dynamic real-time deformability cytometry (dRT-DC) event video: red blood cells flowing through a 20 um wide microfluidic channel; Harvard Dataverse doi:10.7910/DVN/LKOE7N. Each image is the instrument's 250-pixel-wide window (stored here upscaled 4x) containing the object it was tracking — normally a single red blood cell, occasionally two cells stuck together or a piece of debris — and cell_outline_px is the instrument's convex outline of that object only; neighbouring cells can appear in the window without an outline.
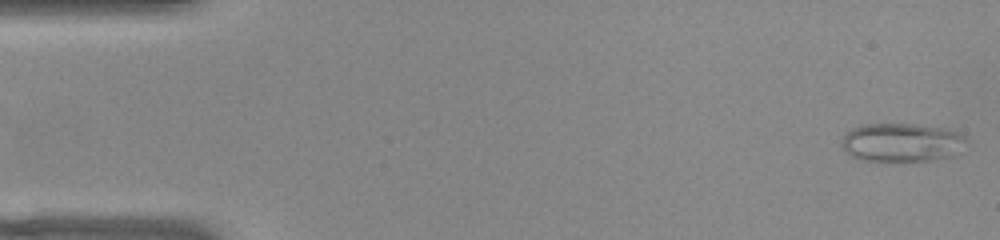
{"species": "common noctule bat (a hibernating species)", "species_latin": "Nyctalus noctula", "temperature_condition": "warm", "stored_images_in_passage": 50, "camera_frame_rate_fps": 3000, "um_per_image_px": 0.085, "animal": {"sex": "female", "body_mass_g": 22.0, "forearm_length_mm": 56.7}, "frame": {"image": 1, "passage_image": 1, "time_ms": 0.0, "image_size_px": [1000, 240], "cell_outline_px": [[964, 140], [956, 156], [936, 160], [880, 164], [860, 160], [844, 152], [840, 144], [840, 140], [852, 128], [860, 124], [920, 124], [940, 128], [956, 132], [964, 136]], "centroid_in_image_um": [76.55, 12.17], "position_along_channel_um": 8.4, "area_um2": 29.02}}
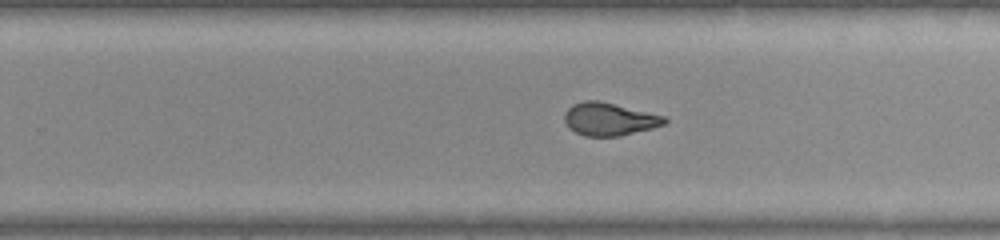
{"frame": {"image": 2, "passage_image": 31, "time_ms": 10.0, "image_size_px": [1000, 240], "cell_outline_px": [[668, 120], [664, 124], [652, 128], [620, 136], [584, 136], [568, 128], [564, 120], [564, 112], [572, 104], [584, 100], [600, 100], [664, 116]], "centroid_in_image_um": [51.75, 10.12], "position_along_channel_um": 278.1, "area_um2": 19.19}}
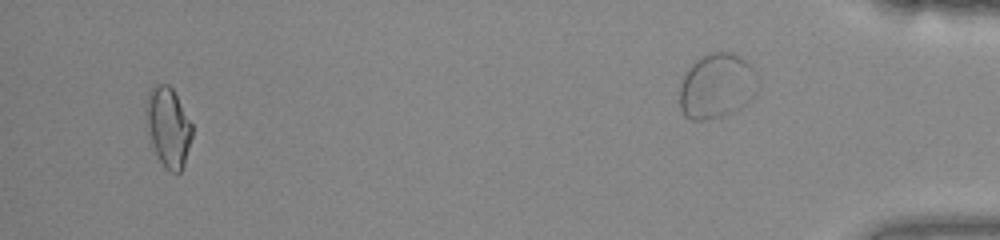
{"frame": {"image": 3, "passage_image": 48, "time_ms": 15.667, "image_size_px": [1000, 240], "cell_outline_px": [[192, 136], [184, 164], [180, 172], [168, 172], [164, 168], [152, 144], [148, 132], [144, 112], [148, 92], [156, 84], [168, 84], [172, 88], [192, 124]], "centroid_in_image_um": [14.28, 10.79], "position_along_channel_um": 420.9, "area_um2": 21.27}}